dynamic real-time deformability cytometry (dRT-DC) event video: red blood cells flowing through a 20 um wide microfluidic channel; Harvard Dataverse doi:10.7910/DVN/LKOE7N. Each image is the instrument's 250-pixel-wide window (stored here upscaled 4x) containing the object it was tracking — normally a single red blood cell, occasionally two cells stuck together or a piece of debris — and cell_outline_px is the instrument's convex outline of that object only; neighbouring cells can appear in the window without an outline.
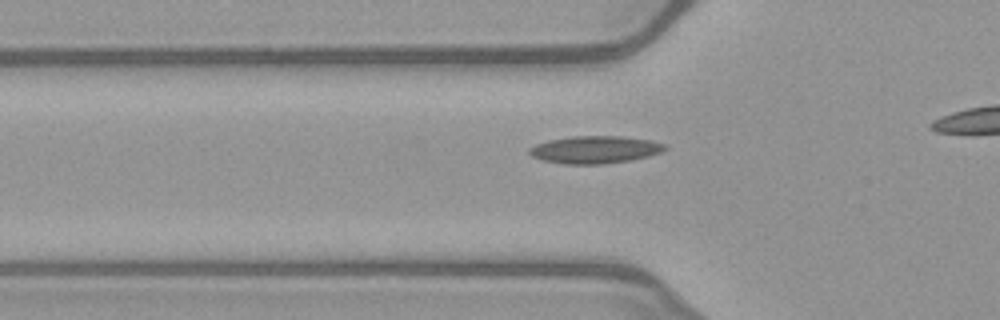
{"species": "common noctule bat (a hibernating species)", "species_latin": "Nyctalus noctula", "temperature_condition": "warm", "stored_images_in_passage": 30, "camera_frame_rate_fps": 3000, "um_per_image_px": 0.085, "animal": {"sex": "female", "body_mass_g": 21.9}, "frame": {"image": 1, "passage_image": 6, "time_ms": 1.667, "image_size_px": [1000, 320], "cell_outline_px": [[668, 148], [660, 152], [648, 156], [632, 160], [604, 164], [564, 164], [544, 160], [532, 156], [528, 152], [528, 148], [536, 144], [548, 140], [572, 136], [620, 136], [652, 140], [668, 144]], "centroid_in_image_um": [50.6, 12.71], "position_along_channel_um": 75.2, "area_um2": 21.85}}
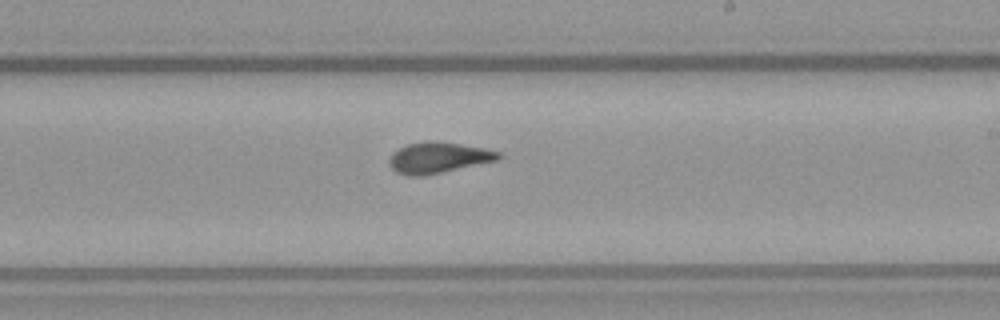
{"frame": {"image": 2, "passage_image": 19, "time_ms": 6.0, "image_size_px": [1000, 320], "cell_outline_px": [[504, 156], [496, 160], [424, 176], [408, 176], [396, 172], [388, 164], [388, 160], [392, 152], [408, 144], [428, 140], [460, 144], [484, 148], [500, 152]], "centroid_in_image_um": [37.22, 13.4], "position_along_channel_um": 251.8, "area_um2": 19.59}}
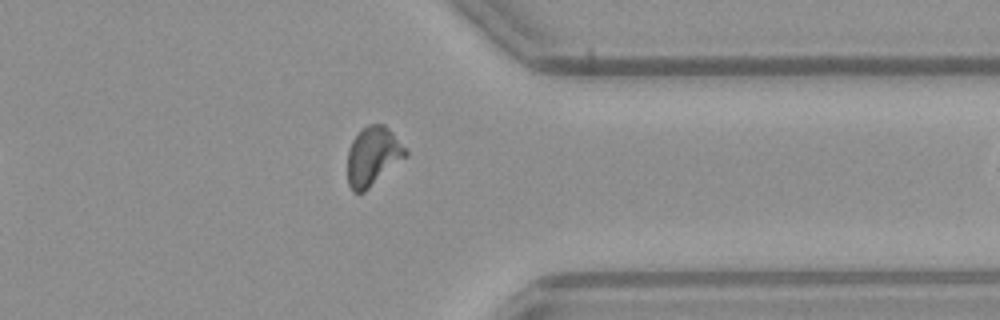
{"frame": {"image": 3, "passage_image": 29, "time_ms": 9.333, "image_size_px": [1000, 320], "cell_outline_px": [[408, 156], [364, 192], [352, 192], [348, 184], [348, 148], [352, 140], [360, 128], [368, 124], [384, 124], [392, 132], [408, 152]], "centroid_in_image_um": [31.69, 13.27], "position_along_channel_um": 379.7, "area_um2": 20.06}}